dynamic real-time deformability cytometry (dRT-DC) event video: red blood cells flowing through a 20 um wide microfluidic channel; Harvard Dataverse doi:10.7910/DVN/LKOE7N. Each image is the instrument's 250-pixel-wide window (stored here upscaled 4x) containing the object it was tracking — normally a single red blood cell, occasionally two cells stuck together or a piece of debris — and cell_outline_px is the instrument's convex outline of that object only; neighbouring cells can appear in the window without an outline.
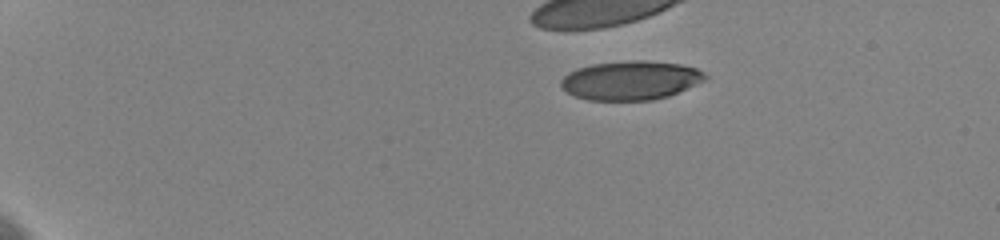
{"species": "human", "species_latin": "Homo sapiens", "temperature_condition": "cold", "stored_images_in_passage": 40, "camera_frame_rate_fps": 3000, "um_per_image_px": 0.085, "donor": {"sex": "female"}, "frame": {"image": 1, "passage_image": 1, "time_ms": 0.0, "image_size_px": [1000, 240], "cell_outline_px": [[708, 80], [668, 96], [652, 100], [588, 100], [576, 96], [568, 92], [560, 84], [560, 80], [568, 72], [576, 68], [592, 64], [636, 60], [644, 60], [680, 64], [696, 68], [704, 72], [708, 76]], "centroid_in_image_um": [53.63, 6.83], "position_along_channel_um": 31.4, "area_um2": 32.83}}